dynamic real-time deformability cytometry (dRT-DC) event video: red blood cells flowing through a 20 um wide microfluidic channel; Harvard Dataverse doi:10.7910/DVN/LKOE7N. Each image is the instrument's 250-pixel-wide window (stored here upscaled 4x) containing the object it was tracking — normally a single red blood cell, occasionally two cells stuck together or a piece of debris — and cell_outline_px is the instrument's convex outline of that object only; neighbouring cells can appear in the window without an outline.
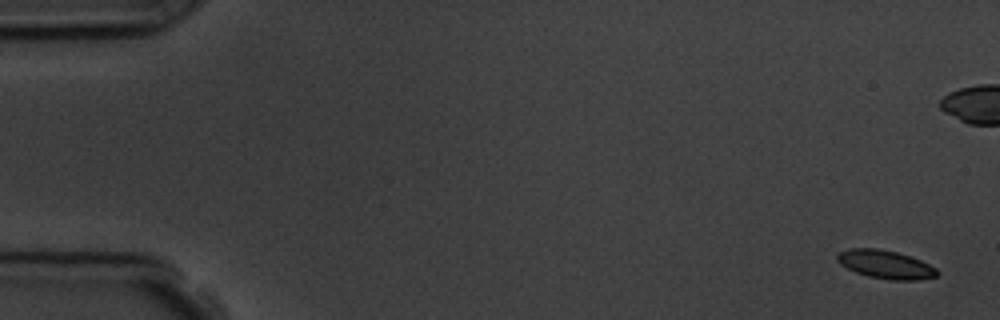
{"species": "common noctule bat (a hibernating species)", "species_latin": "Nyctalus noctula", "temperature_condition": "room temperature", "stored_images_in_passage": 5, "camera_frame_rate_fps": 3000, "um_per_image_px": 0.085, "animal": {"sex": "male", "body_mass_g": 19.5, "forearm_length_mm": 54.6}, "frame": {"image": 1, "passage_image": 1, "time_ms": 0.0, "image_size_px": [1000, 320], "cell_outline_px": [[940, 272], [936, 276], [916, 280], [892, 280], [868, 276], [856, 272], [840, 264], [836, 260], [836, 252], [848, 248], [880, 248], [896, 252], [920, 260], [936, 268]], "centroid_in_image_um": [75.22, 22.46], "position_along_channel_um": 9.8, "area_um2": 16.53}}